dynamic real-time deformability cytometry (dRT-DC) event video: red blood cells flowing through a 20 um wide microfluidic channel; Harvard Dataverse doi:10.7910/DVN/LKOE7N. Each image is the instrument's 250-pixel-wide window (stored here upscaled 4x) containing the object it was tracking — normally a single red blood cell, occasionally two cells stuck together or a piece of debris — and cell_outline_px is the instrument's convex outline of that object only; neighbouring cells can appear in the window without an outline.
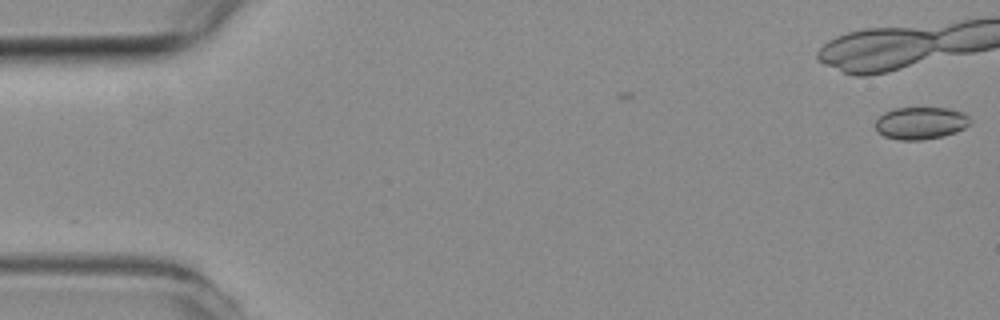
{"species": "common noctule bat (a hibernating species)", "species_latin": "Nyctalus noctula", "temperature_condition": "room temperature", "stored_images_in_passage": 7, "camera_frame_rate_fps": 3000, "um_per_image_px": 0.085, "animal": {"sex": "female", "body_mass_g": 19.3, "forearm_length_mm": 54.1}, "frame": {"image": 1, "passage_image": 1, "time_ms": 0.0, "image_size_px": [1000, 320], "cell_outline_px": [[972, 120], [964, 128], [956, 132], [940, 136], [920, 140], [900, 140], [884, 136], [876, 132], [876, 120], [884, 112], [896, 108], [948, 108], [964, 112]], "centroid_in_image_um": [78.25, 10.45], "position_along_channel_um": 6.7, "area_um2": 17.8}}